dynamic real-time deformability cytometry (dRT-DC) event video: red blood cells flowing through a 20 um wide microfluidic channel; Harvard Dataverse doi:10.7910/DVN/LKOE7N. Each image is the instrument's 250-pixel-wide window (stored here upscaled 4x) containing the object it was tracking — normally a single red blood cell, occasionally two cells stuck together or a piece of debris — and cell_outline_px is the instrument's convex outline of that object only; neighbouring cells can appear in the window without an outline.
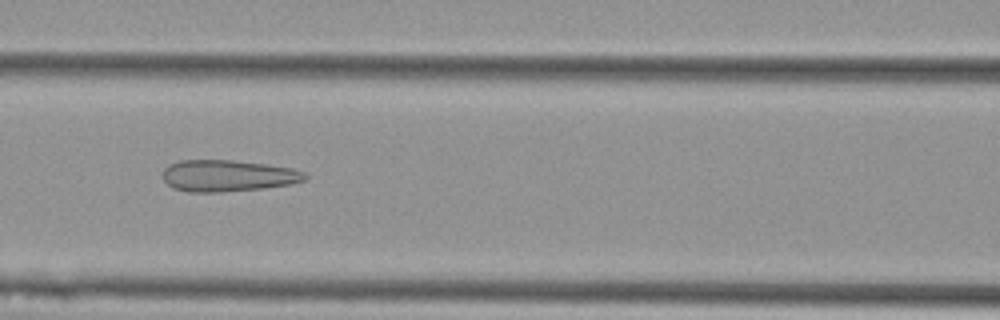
{"species": "Egyptian fruit bat (a non-hibernating species)", "species_latin": "Rousettus aegyptiacus", "temperature_condition": "cold", "stored_images_in_passage": 7, "segment_of_instrument_passage": [1, 2], "camera_frame_rate_fps": 3000, "um_per_image_px": 0.085, "animal": {"sex": "female"}, "frame": {"image": 1, "passage_image": 5, "time_ms": 1.333, "image_size_px": [1000, 320], "cell_outline_px": [[308, 176], [304, 180], [292, 184], [264, 188], [220, 192], [188, 192], [172, 188], [164, 180], [164, 168], [168, 164], [180, 160], [232, 160], [268, 164], [292, 168], [304, 172]], "centroid_in_image_um": [19.36, 14.93], "position_along_channel_um": 147.2, "area_um2": 26.3}}
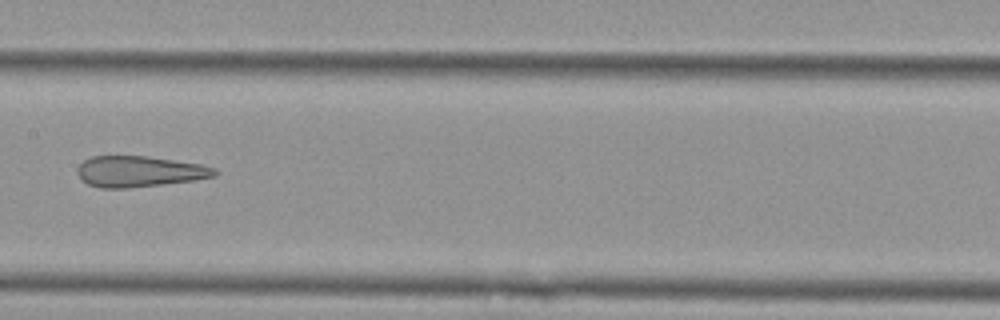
{"frame": {"image": 2, "passage_image": 6, "time_ms": 1.667, "image_size_px": [1000, 320], "cell_outline_px": [[220, 172], [216, 176], [192, 180], [128, 188], [100, 188], [88, 184], [76, 172], [76, 168], [84, 160], [92, 156], [148, 156], [200, 164], [216, 168]], "centroid_in_image_um": [11.85, 14.57], "position_along_channel_um": 195.6, "area_um2": 24.62}}